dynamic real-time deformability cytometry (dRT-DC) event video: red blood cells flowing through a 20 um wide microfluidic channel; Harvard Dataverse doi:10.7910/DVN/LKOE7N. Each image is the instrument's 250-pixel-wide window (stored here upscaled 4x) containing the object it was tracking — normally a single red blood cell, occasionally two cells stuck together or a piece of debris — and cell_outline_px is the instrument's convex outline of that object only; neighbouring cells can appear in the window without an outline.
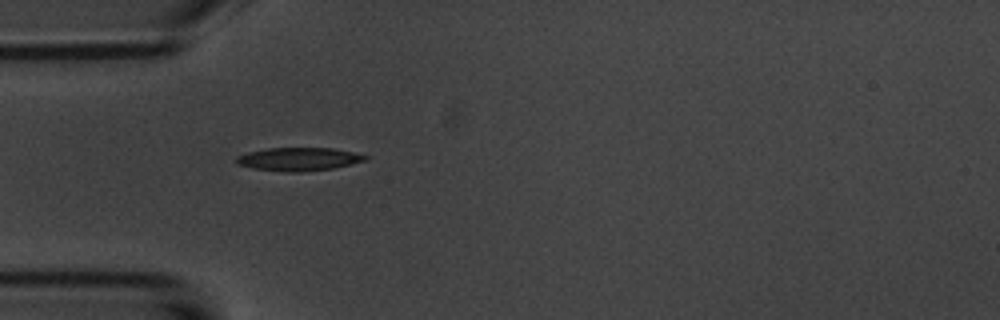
{"species": "common noctule bat (a hibernating species)", "species_latin": "Nyctalus noctula", "temperature_condition": "room temperature", "stored_images_in_passage": 2, "camera_frame_rate_fps": 3000, "um_per_image_px": 0.085, "animal": {"sex": "male", "body_mass_g": 20.1, "forearm_length_mm": 53.5}, "frame": {"image": 1, "passage_image": 1, "time_ms": 0.0, "image_size_px": [1000, 320], "cell_outline_px": [[368, 160], [352, 164], [332, 168], [300, 172], [288, 172], [252, 168], [236, 164], [236, 156], [248, 152], [268, 148], [332, 148], [352, 152], [368, 156]], "centroid_in_image_um": [25.38, 13.52], "position_along_channel_um": 59.6, "area_um2": 17.4}}